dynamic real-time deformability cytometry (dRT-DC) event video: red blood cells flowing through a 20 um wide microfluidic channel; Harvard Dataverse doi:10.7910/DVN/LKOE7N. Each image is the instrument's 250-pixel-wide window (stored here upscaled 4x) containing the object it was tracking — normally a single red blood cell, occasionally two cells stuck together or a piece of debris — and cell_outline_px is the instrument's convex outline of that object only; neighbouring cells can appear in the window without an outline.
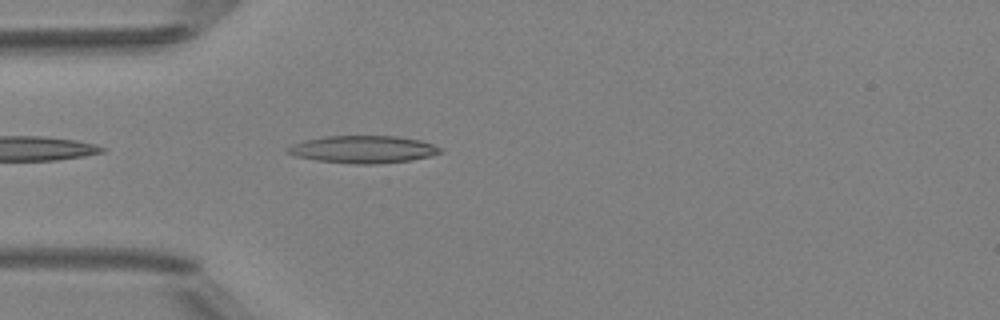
{"species": "Egyptian fruit bat (a non-hibernating species)", "species_latin": "Rousettus aegyptiacus", "temperature_condition": "room temperature", "stored_images_in_passage": 4, "camera_frame_rate_fps": 3000, "um_per_image_px": 0.085, "animal": {"sex": "female"}, "frame": {"image": 1, "passage_image": 4, "time_ms": 4.333, "image_size_px": [1000, 320], "cell_outline_px": [[444, 152], [412, 160], [376, 164], [356, 164], [316, 160], [296, 156], [284, 152], [284, 148], [292, 144], [304, 140], [324, 136], [396, 136], [420, 140], [444, 148]], "centroid_in_image_um": [30.85, 12.69], "position_along_channel_um": 54.1, "area_um2": 24.57}}